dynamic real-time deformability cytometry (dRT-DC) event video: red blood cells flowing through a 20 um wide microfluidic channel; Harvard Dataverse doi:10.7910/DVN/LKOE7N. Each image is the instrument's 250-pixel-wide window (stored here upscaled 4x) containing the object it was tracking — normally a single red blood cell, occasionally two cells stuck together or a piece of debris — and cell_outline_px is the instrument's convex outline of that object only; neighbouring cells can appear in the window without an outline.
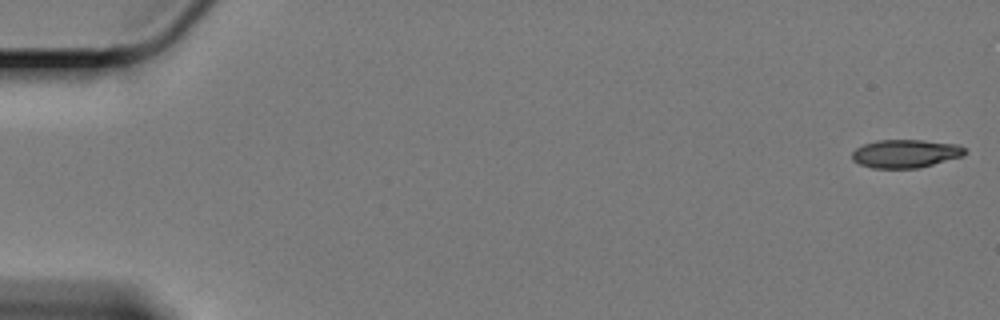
{"species": "Egyptian fruit bat (a non-hibernating species)", "species_latin": "Rousettus aegyptiacus", "temperature_condition": "cold", "stored_images_in_passage": 6, "camera_frame_rate_fps": 3000, "um_per_image_px": 0.085, "animal": {"sex": "female"}, "frame": {"image": 1, "passage_image": 1, "time_ms": 0.0, "image_size_px": [1000, 320], "cell_outline_px": [[968, 152], [964, 156], [916, 168], [872, 168], [860, 164], [852, 160], [852, 152], [856, 148], [864, 144], [876, 140], [924, 140], [956, 144], [964, 148]], "centroid_in_image_um": [76.97, 13.05], "position_along_channel_um": 8.0, "area_um2": 18.55}}